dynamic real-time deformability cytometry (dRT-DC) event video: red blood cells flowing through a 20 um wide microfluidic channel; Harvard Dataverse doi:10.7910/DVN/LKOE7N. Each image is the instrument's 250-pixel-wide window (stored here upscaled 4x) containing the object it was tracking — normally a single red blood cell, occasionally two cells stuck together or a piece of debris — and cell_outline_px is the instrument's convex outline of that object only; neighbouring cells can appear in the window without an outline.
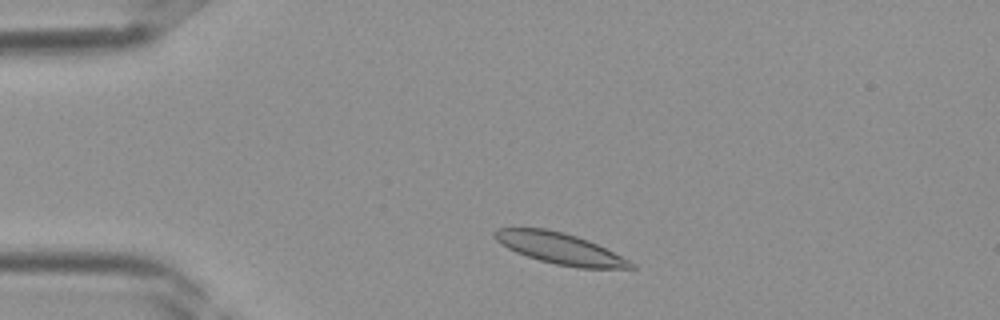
{"species": "Egyptian fruit bat (a non-hibernating species)", "species_latin": "Rousettus aegyptiacus", "temperature_condition": "room temperature", "stored_images_in_passage": 33, "camera_frame_rate_fps": 3000, "um_per_image_px": 0.085, "frame": {"image": 1, "passage_image": 3, "time_ms": 0.667, "image_size_px": [1000, 320], "cell_outline_px": [[636, 268], [576, 268], [556, 264], [540, 260], [516, 252], [500, 244], [492, 236], [492, 232], [496, 228], [548, 228], [564, 232], [588, 240], [636, 264]], "centroid_in_image_um": [47.54, 21.11], "position_along_channel_um": 37.5, "area_um2": 24.62}}
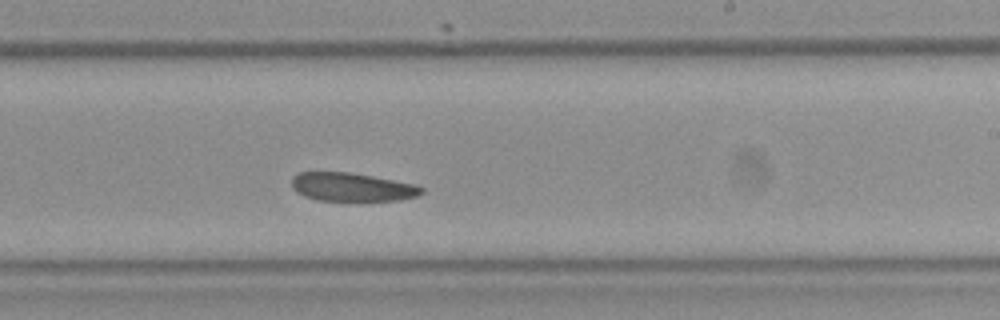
{"frame": {"image": 2, "passage_image": 18, "time_ms": 5.667, "image_size_px": [1000, 320], "cell_outline_px": [[424, 192], [416, 196], [400, 200], [316, 200], [304, 196], [292, 188], [292, 176], [300, 172], [348, 172], [372, 176], [416, 184], [424, 188]], "centroid_in_image_um": [29.92, 15.89], "position_along_channel_um": 259.1, "area_um2": 21.44}}
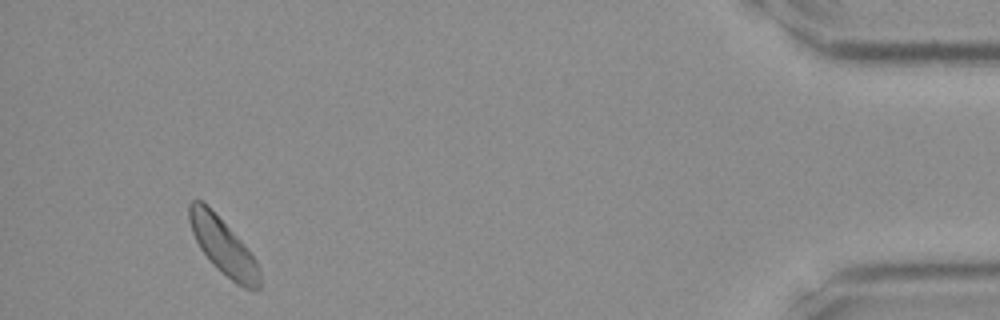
{"frame": {"image": 3, "passage_image": 31, "time_ms": 10.0, "image_size_px": [1000, 320], "cell_outline_px": [[260, 288], [252, 292], [236, 284], [216, 268], [212, 264], [200, 248], [192, 232], [188, 220], [188, 204], [192, 200], [200, 200], [248, 248], [256, 260], [260, 268]], "centroid_in_image_um": [18.99, 21.02], "position_along_channel_um": 416.2, "area_um2": 22.83}}